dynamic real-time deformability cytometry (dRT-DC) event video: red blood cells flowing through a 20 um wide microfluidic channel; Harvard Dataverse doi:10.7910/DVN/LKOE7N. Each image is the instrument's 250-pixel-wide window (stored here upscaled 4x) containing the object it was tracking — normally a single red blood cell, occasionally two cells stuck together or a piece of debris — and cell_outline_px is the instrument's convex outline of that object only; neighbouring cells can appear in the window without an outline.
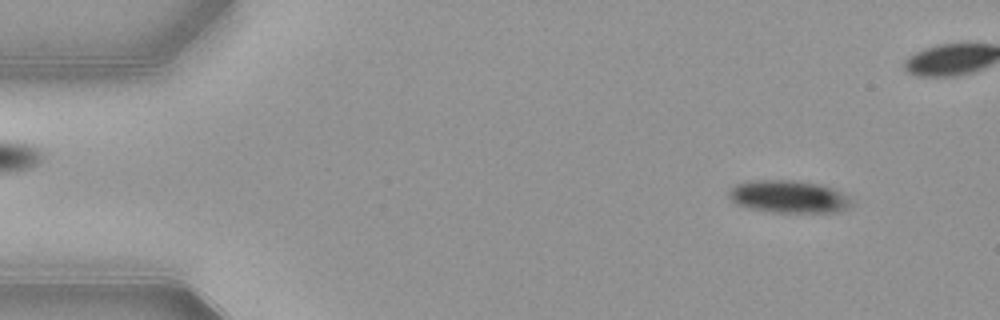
{"species": "common noctule bat (a hibernating species)", "species_latin": "Nyctalus noctula", "temperature_condition": "warm", "stored_images_in_passage": 46, "camera_frame_rate_fps": 3000, "um_per_image_px": 0.085, "animal": {"sex": "female", "body_mass_g": 21.9}, "frame": {"image": 1, "passage_image": 5, "time_ms": 1.333, "image_size_px": [1000, 320], "cell_outline_px": [[856, 204], [848, 208], [836, 212], [776, 212], [752, 208], [736, 204], [728, 196], [728, 192], [736, 184], [752, 180], [788, 180], [820, 184], [832, 188], [848, 196]], "centroid_in_image_um": [67.07, 16.71], "position_along_channel_um": 17.9, "area_um2": 23.12}}
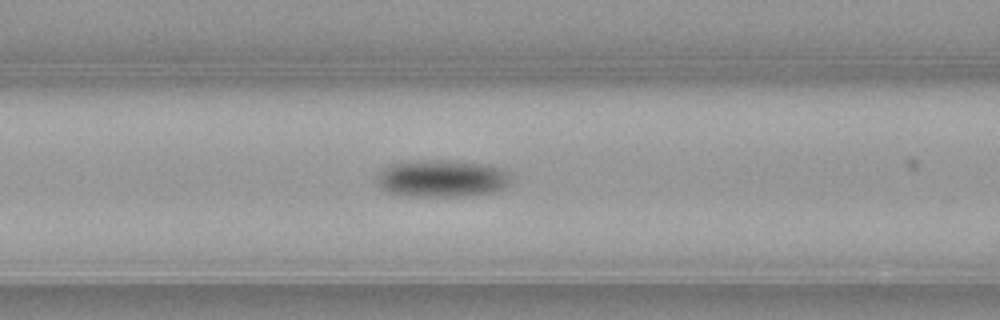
{"frame": {"image": 2, "passage_image": 21, "time_ms": 6.667, "image_size_px": [1000, 320], "cell_outline_px": [[512, 176], [508, 184], [504, 188], [496, 192], [464, 196], [400, 196], [388, 192], [380, 188], [376, 180], [376, 176], [380, 168], [388, 164], [400, 160], [448, 160], [488, 164], [500, 168], [508, 172]], "centroid_in_image_um": [37.49, 15.15], "position_along_channel_um": 129.1, "area_um2": 30.0}}
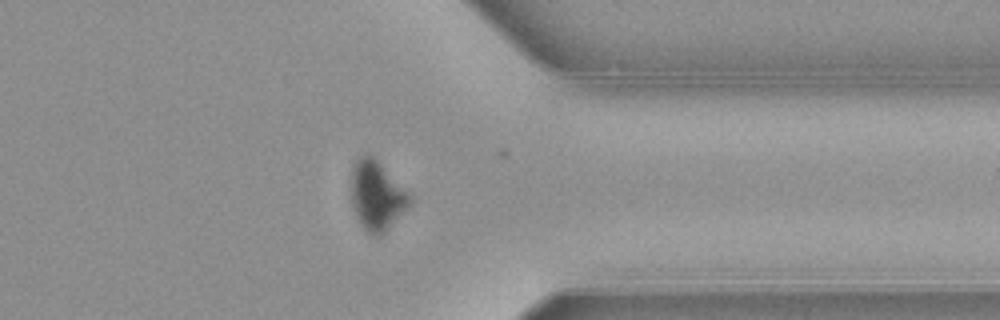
{"frame": {"image": 3, "passage_image": 41, "time_ms": 13.333, "image_size_px": [1000, 320], "cell_outline_px": [[412, 204], [380, 236], [372, 236], [360, 224], [352, 208], [352, 164], [360, 156], [368, 152], [412, 196]], "centroid_in_image_um": [32.02, 16.64], "position_along_channel_um": 379.4, "area_um2": 23.47}}